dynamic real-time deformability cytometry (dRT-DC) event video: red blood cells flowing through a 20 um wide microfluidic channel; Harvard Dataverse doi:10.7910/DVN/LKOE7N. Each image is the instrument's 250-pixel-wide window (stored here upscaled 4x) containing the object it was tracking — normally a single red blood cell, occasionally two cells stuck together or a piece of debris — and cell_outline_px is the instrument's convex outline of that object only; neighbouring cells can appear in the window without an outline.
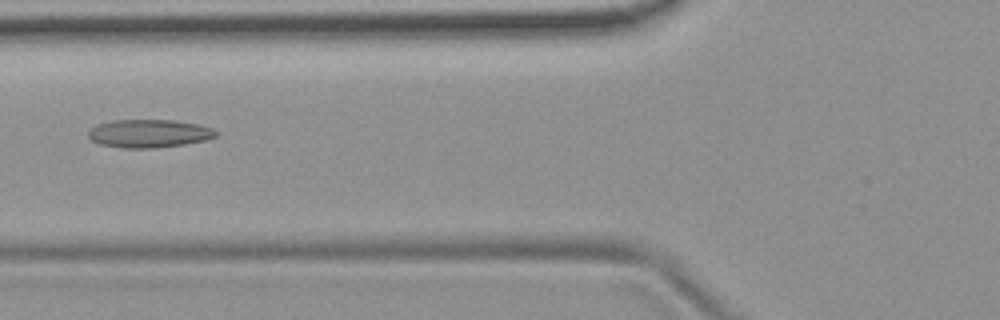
{"species": "common noctule bat (a hibernating species)", "species_latin": "Nyctalus noctula", "temperature_condition": "room temperature", "stored_images_in_passage": 6, "camera_frame_rate_fps": 3000, "um_per_image_px": 0.085, "animal": {"sex": "female", "body_mass_g": 19.9}, "frame": {"image": 1, "passage_image": 6, "time_ms": 1.667, "image_size_px": [1000, 320], "cell_outline_px": [[216, 136], [208, 140], [184, 144], [152, 148], [120, 148], [100, 144], [92, 140], [88, 136], [88, 132], [96, 124], [112, 120], [172, 120], [196, 124], [212, 128], [216, 132]], "centroid_in_image_um": [12.64, 11.35], "position_along_channel_um": 113.2, "area_um2": 20.87}}